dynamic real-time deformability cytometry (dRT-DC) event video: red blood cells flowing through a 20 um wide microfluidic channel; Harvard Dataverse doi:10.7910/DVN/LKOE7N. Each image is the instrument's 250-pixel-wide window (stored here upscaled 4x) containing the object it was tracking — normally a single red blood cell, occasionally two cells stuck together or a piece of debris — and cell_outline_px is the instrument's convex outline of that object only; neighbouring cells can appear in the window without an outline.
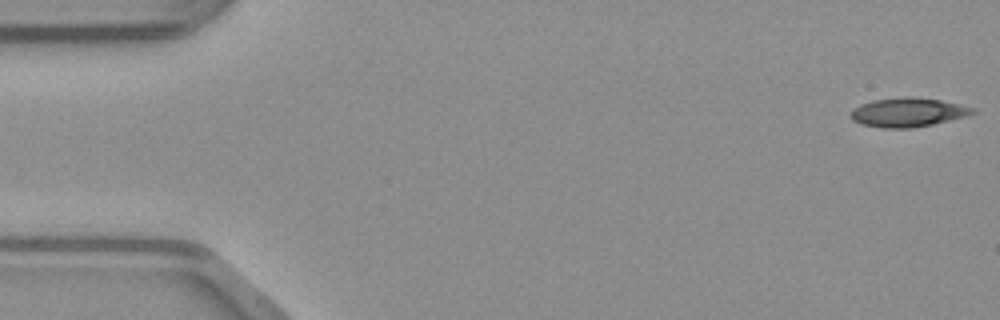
{"species": "common noctule bat (a hibernating species)", "species_latin": "Nyctalus noctula", "temperature_condition": "warm", "stored_images_in_passage": 43, "camera_frame_rate_fps": 3000, "um_per_image_px": 0.085, "animal": {"sex": "male", "body_mass_g": 23.1, "forearm_length_mm": 52.7}, "frame": {"image": 1, "passage_image": 1, "time_ms": 0.0, "image_size_px": [1000, 320], "cell_outline_px": [[976, 112], [968, 116], [932, 124], [912, 128], [880, 128], [860, 124], [852, 120], [848, 116], [848, 112], [852, 108], [860, 104], [872, 100], [904, 96], [912, 96], [940, 100], [960, 104], [972, 108]], "centroid_in_image_um": [77.09, 9.54], "position_along_channel_um": 7.9, "area_um2": 20.98}}
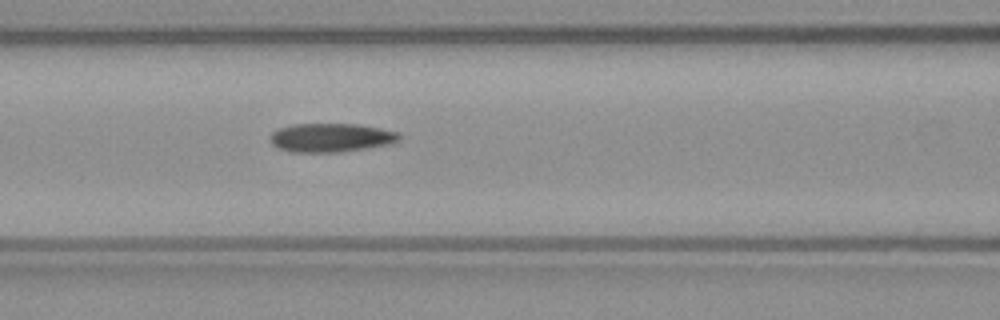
{"frame": {"image": 2, "passage_image": 20, "time_ms": 6.333, "image_size_px": [1000, 320], "cell_outline_px": [[400, 140], [392, 144], [340, 152], [292, 152], [276, 148], [272, 144], [272, 132], [276, 128], [292, 124], [356, 124], [380, 128], [396, 132], [400, 136]], "centroid_in_image_um": [28.12, 11.7], "position_along_channel_um": 138.5, "area_um2": 21.68}}
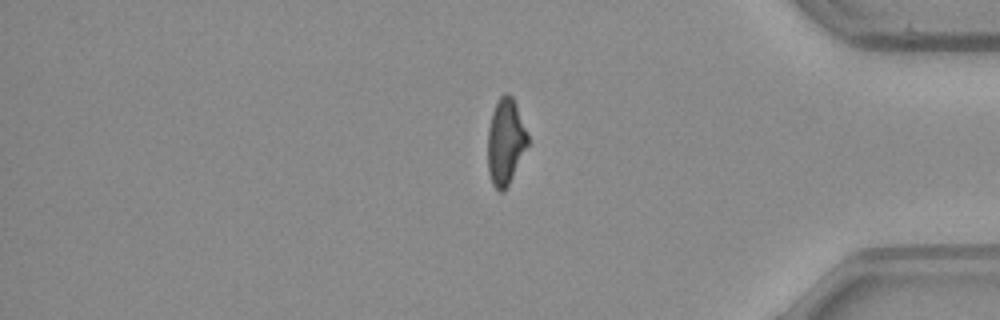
{"frame": {"image": 3, "passage_image": 40, "time_ms": 13.0, "image_size_px": [1000, 320], "cell_outline_px": [[528, 144], [504, 192], [500, 192], [492, 184], [488, 172], [488, 128], [492, 112], [500, 96], [504, 92], [508, 92], [512, 96], [516, 104], [528, 136]], "centroid_in_image_um": [42.95, 12.02], "position_along_channel_um": 392.3, "area_um2": 19.83}}